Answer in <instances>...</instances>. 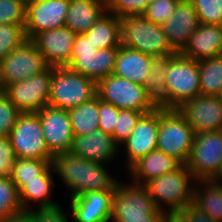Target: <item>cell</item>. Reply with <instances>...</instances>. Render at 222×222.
Segmentation results:
<instances>
[{
    "mask_svg": "<svg viewBox=\"0 0 222 222\" xmlns=\"http://www.w3.org/2000/svg\"><path fill=\"white\" fill-rule=\"evenodd\" d=\"M54 173L71 191L70 198L90 191H115L118 180L99 164L82 157L75 156L70 152L60 153L54 156Z\"/></svg>",
    "mask_w": 222,
    "mask_h": 222,
    "instance_id": "1",
    "label": "cell"
},
{
    "mask_svg": "<svg viewBox=\"0 0 222 222\" xmlns=\"http://www.w3.org/2000/svg\"><path fill=\"white\" fill-rule=\"evenodd\" d=\"M167 212L157 208L143 185L118 182L112 199V222H164Z\"/></svg>",
    "mask_w": 222,
    "mask_h": 222,
    "instance_id": "2",
    "label": "cell"
},
{
    "mask_svg": "<svg viewBox=\"0 0 222 222\" xmlns=\"http://www.w3.org/2000/svg\"><path fill=\"white\" fill-rule=\"evenodd\" d=\"M121 45L153 57L174 56L177 52L162 31L161 24L142 14L120 18Z\"/></svg>",
    "mask_w": 222,
    "mask_h": 222,
    "instance_id": "3",
    "label": "cell"
},
{
    "mask_svg": "<svg viewBox=\"0 0 222 222\" xmlns=\"http://www.w3.org/2000/svg\"><path fill=\"white\" fill-rule=\"evenodd\" d=\"M192 181L196 179L186 165H182L176 171L151 179L143 186L157 208L165 212H179L193 203L195 183Z\"/></svg>",
    "mask_w": 222,
    "mask_h": 222,
    "instance_id": "4",
    "label": "cell"
},
{
    "mask_svg": "<svg viewBox=\"0 0 222 222\" xmlns=\"http://www.w3.org/2000/svg\"><path fill=\"white\" fill-rule=\"evenodd\" d=\"M97 95V83L68 67H52L48 105L70 110Z\"/></svg>",
    "mask_w": 222,
    "mask_h": 222,
    "instance_id": "5",
    "label": "cell"
},
{
    "mask_svg": "<svg viewBox=\"0 0 222 222\" xmlns=\"http://www.w3.org/2000/svg\"><path fill=\"white\" fill-rule=\"evenodd\" d=\"M194 138L193 129L177 109H159L157 149L185 165Z\"/></svg>",
    "mask_w": 222,
    "mask_h": 222,
    "instance_id": "6",
    "label": "cell"
},
{
    "mask_svg": "<svg viewBox=\"0 0 222 222\" xmlns=\"http://www.w3.org/2000/svg\"><path fill=\"white\" fill-rule=\"evenodd\" d=\"M222 162V130L195 133L186 167L196 180H215Z\"/></svg>",
    "mask_w": 222,
    "mask_h": 222,
    "instance_id": "7",
    "label": "cell"
},
{
    "mask_svg": "<svg viewBox=\"0 0 222 222\" xmlns=\"http://www.w3.org/2000/svg\"><path fill=\"white\" fill-rule=\"evenodd\" d=\"M165 74L172 109L201 94L198 61L177 53L169 60Z\"/></svg>",
    "mask_w": 222,
    "mask_h": 222,
    "instance_id": "8",
    "label": "cell"
},
{
    "mask_svg": "<svg viewBox=\"0 0 222 222\" xmlns=\"http://www.w3.org/2000/svg\"><path fill=\"white\" fill-rule=\"evenodd\" d=\"M97 95L119 110L127 109L144 114L155 110L147 98L143 85L111 74L97 83Z\"/></svg>",
    "mask_w": 222,
    "mask_h": 222,
    "instance_id": "9",
    "label": "cell"
},
{
    "mask_svg": "<svg viewBox=\"0 0 222 222\" xmlns=\"http://www.w3.org/2000/svg\"><path fill=\"white\" fill-rule=\"evenodd\" d=\"M48 67L40 50L27 39L0 62V85L4 90L12 83L26 80Z\"/></svg>",
    "mask_w": 222,
    "mask_h": 222,
    "instance_id": "10",
    "label": "cell"
},
{
    "mask_svg": "<svg viewBox=\"0 0 222 222\" xmlns=\"http://www.w3.org/2000/svg\"><path fill=\"white\" fill-rule=\"evenodd\" d=\"M11 145L17 158L53 160L37 113H21L10 133Z\"/></svg>",
    "mask_w": 222,
    "mask_h": 222,
    "instance_id": "11",
    "label": "cell"
},
{
    "mask_svg": "<svg viewBox=\"0 0 222 222\" xmlns=\"http://www.w3.org/2000/svg\"><path fill=\"white\" fill-rule=\"evenodd\" d=\"M51 77L52 66H49L37 75L12 83L3 93L21 113H37L48 106Z\"/></svg>",
    "mask_w": 222,
    "mask_h": 222,
    "instance_id": "12",
    "label": "cell"
},
{
    "mask_svg": "<svg viewBox=\"0 0 222 222\" xmlns=\"http://www.w3.org/2000/svg\"><path fill=\"white\" fill-rule=\"evenodd\" d=\"M70 0H34L27 3L25 36L31 40L42 31L65 26Z\"/></svg>",
    "mask_w": 222,
    "mask_h": 222,
    "instance_id": "13",
    "label": "cell"
},
{
    "mask_svg": "<svg viewBox=\"0 0 222 222\" xmlns=\"http://www.w3.org/2000/svg\"><path fill=\"white\" fill-rule=\"evenodd\" d=\"M49 152L55 156L69 152L74 134L68 111L46 106L37 112Z\"/></svg>",
    "mask_w": 222,
    "mask_h": 222,
    "instance_id": "14",
    "label": "cell"
},
{
    "mask_svg": "<svg viewBox=\"0 0 222 222\" xmlns=\"http://www.w3.org/2000/svg\"><path fill=\"white\" fill-rule=\"evenodd\" d=\"M177 110L194 133L222 130V104L217 96L199 94L185 101Z\"/></svg>",
    "mask_w": 222,
    "mask_h": 222,
    "instance_id": "15",
    "label": "cell"
},
{
    "mask_svg": "<svg viewBox=\"0 0 222 222\" xmlns=\"http://www.w3.org/2000/svg\"><path fill=\"white\" fill-rule=\"evenodd\" d=\"M76 33L64 26L42 31L31 41L42 53L46 63L52 67L67 66L71 60Z\"/></svg>",
    "mask_w": 222,
    "mask_h": 222,
    "instance_id": "16",
    "label": "cell"
},
{
    "mask_svg": "<svg viewBox=\"0 0 222 222\" xmlns=\"http://www.w3.org/2000/svg\"><path fill=\"white\" fill-rule=\"evenodd\" d=\"M159 109L143 114L129 138L123 142L128 169L141 157L157 149Z\"/></svg>",
    "mask_w": 222,
    "mask_h": 222,
    "instance_id": "17",
    "label": "cell"
},
{
    "mask_svg": "<svg viewBox=\"0 0 222 222\" xmlns=\"http://www.w3.org/2000/svg\"><path fill=\"white\" fill-rule=\"evenodd\" d=\"M199 25L197 13L190 0H180L173 16L161 24L162 31L173 49L180 53Z\"/></svg>",
    "mask_w": 222,
    "mask_h": 222,
    "instance_id": "18",
    "label": "cell"
},
{
    "mask_svg": "<svg viewBox=\"0 0 222 222\" xmlns=\"http://www.w3.org/2000/svg\"><path fill=\"white\" fill-rule=\"evenodd\" d=\"M115 191H90L70 198L75 222H108L111 218Z\"/></svg>",
    "mask_w": 222,
    "mask_h": 222,
    "instance_id": "19",
    "label": "cell"
},
{
    "mask_svg": "<svg viewBox=\"0 0 222 222\" xmlns=\"http://www.w3.org/2000/svg\"><path fill=\"white\" fill-rule=\"evenodd\" d=\"M120 147L115 143L112 136L105 134L100 129L87 135L74 136L70 153L86 160L105 164L112 162L119 154Z\"/></svg>",
    "mask_w": 222,
    "mask_h": 222,
    "instance_id": "20",
    "label": "cell"
},
{
    "mask_svg": "<svg viewBox=\"0 0 222 222\" xmlns=\"http://www.w3.org/2000/svg\"><path fill=\"white\" fill-rule=\"evenodd\" d=\"M118 47L97 49L96 54L71 55L66 67L98 83L114 73Z\"/></svg>",
    "mask_w": 222,
    "mask_h": 222,
    "instance_id": "21",
    "label": "cell"
},
{
    "mask_svg": "<svg viewBox=\"0 0 222 222\" xmlns=\"http://www.w3.org/2000/svg\"><path fill=\"white\" fill-rule=\"evenodd\" d=\"M180 54L196 61L222 55V26L199 24Z\"/></svg>",
    "mask_w": 222,
    "mask_h": 222,
    "instance_id": "22",
    "label": "cell"
},
{
    "mask_svg": "<svg viewBox=\"0 0 222 222\" xmlns=\"http://www.w3.org/2000/svg\"><path fill=\"white\" fill-rule=\"evenodd\" d=\"M182 165L176 158L155 149L141 157L128 170L132 177L131 180H133L132 183L144 185L151 179L176 171Z\"/></svg>",
    "mask_w": 222,
    "mask_h": 222,
    "instance_id": "23",
    "label": "cell"
},
{
    "mask_svg": "<svg viewBox=\"0 0 222 222\" xmlns=\"http://www.w3.org/2000/svg\"><path fill=\"white\" fill-rule=\"evenodd\" d=\"M152 59L151 55L120 45L113 74L133 83L144 85L150 74Z\"/></svg>",
    "mask_w": 222,
    "mask_h": 222,
    "instance_id": "24",
    "label": "cell"
},
{
    "mask_svg": "<svg viewBox=\"0 0 222 222\" xmlns=\"http://www.w3.org/2000/svg\"><path fill=\"white\" fill-rule=\"evenodd\" d=\"M106 12V0H70L65 26L76 34H82Z\"/></svg>",
    "mask_w": 222,
    "mask_h": 222,
    "instance_id": "25",
    "label": "cell"
},
{
    "mask_svg": "<svg viewBox=\"0 0 222 222\" xmlns=\"http://www.w3.org/2000/svg\"><path fill=\"white\" fill-rule=\"evenodd\" d=\"M172 57H153L150 74L143 85L147 98L155 109H172V100L167 89L165 74Z\"/></svg>",
    "mask_w": 222,
    "mask_h": 222,
    "instance_id": "26",
    "label": "cell"
},
{
    "mask_svg": "<svg viewBox=\"0 0 222 222\" xmlns=\"http://www.w3.org/2000/svg\"><path fill=\"white\" fill-rule=\"evenodd\" d=\"M55 172L53 164L38 179L25 181V185L19 190V200L22 210H31L30 202L36 203L39 207H50L57 205L51 200L53 193V176Z\"/></svg>",
    "mask_w": 222,
    "mask_h": 222,
    "instance_id": "27",
    "label": "cell"
},
{
    "mask_svg": "<svg viewBox=\"0 0 222 222\" xmlns=\"http://www.w3.org/2000/svg\"><path fill=\"white\" fill-rule=\"evenodd\" d=\"M194 183L192 204L215 221L222 222V182L212 179Z\"/></svg>",
    "mask_w": 222,
    "mask_h": 222,
    "instance_id": "28",
    "label": "cell"
},
{
    "mask_svg": "<svg viewBox=\"0 0 222 222\" xmlns=\"http://www.w3.org/2000/svg\"><path fill=\"white\" fill-rule=\"evenodd\" d=\"M97 49L121 45L120 18L106 12L90 30L83 33Z\"/></svg>",
    "mask_w": 222,
    "mask_h": 222,
    "instance_id": "29",
    "label": "cell"
},
{
    "mask_svg": "<svg viewBox=\"0 0 222 222\" xmlns=\"http://www.w3.org/2000/svg\"><path fill=\"white\" fill-rule=\"evenodd\" d=\"M74 136L87 135L98 128L99 96L68 110Z\"/></svg>",
    "mask_w": 222,
    "mask_h": 222,
    "instance_id": "30",
    "label": "cell"
},
{
    "mask_svg": "<svg viewBox=\"0 0 222 222\" xmlns=\"http://www.w3.org/2000/svg\"><path fill=\"white\" fill-rule=\"evenodd\" d=\"M202 95L217 96L222 90V55L198 61Z\"/></svg>",
    "mask_w": 222,
    "mask_h": 222,
    "instance_id": "31",
    "label": "cell"
},
{
    "mask_svg": "<svg viewBox=\"0 0 222 222\" xmlns=\"http://www.w3.org/2000/svg\"><path fill=\"white\" fill-rule=\"evenodd\" d=\"M53 163V160H38L31 158H17L14 161L11 180L18 191L25 185V181L38 179Z\"/></svg>",
    "mask_w": 222,
    "mask_h": 222,
    "instance_id": "32",
    "label": "cell"
},
{
    "mask_svg": "<svg viewBox=\"0 0 222 222\" xmlns=\"http://www.w3.org/2000/svg\"><path fill=\"white\" fill-rule=\"evenodd\" d=\"M22 210L19 191L11 178L0 177V221Z\"/></svg>",
    "mask_w": 222,
    "mask_h": 222,
    "instance_id": "33",
    "label": "cell"
},
{
    "mask_svg": "<svg viewBox=\"0 0 222 222\" xmlns=\"http://www.w3.org/2000/svg\"><path fill=\"white\" fill-rule=\"evenodd\" d=\"M25 40V29L22 26L0 24V62Z\"/></svg>",
    "mask_w": 222,
    "mask_h": 222,
    "instance_id": "34",
    "label": "cell"
},
{
    "mask_svg": "<svg viewBox=\"0 0 222 222\" xmlns=\"http://www.w3.org/2000/svg\"><path fill=\"white\" fill-rule=\"evenodd\" d=\"M143 114L144 113L142 112L134 110H119L118 120L112 135V138L119 147L129 138L132 131L135 129L138 120Z\"/></svg>",
    "mask_w": 222,
    "mask_h": 222,
    "instance_id": "35",
    "label": "cell"
},
{
    "mask_svg": "<svg viewBox=\"0 0 222 222\" xmlns=\"http://www.w3.org/2000/svg\"><path fill=\"white\" fill-rule=\"evenodd\" d=\"M197 13L199 24L222 26V0H190Z\"/></svg>",
    "mask_w": 222,
    "mask_h": 222,
    "instance_id": "36",
    "label": "cell"
},
{
    "mask_svg": "<svg viewBox=\"0 0 222 222\" xmlns=\"http://www.w3.org/2000/svg\"><path fill=\"white\" fill-rule=\"evenodd\" d=\"M27 4L23 0H0V24L20 25L26 23Z\"/></svg>",
    "mask_w": 222,
    "mask_h": 222,
    "instance_id": "37",
    "label": "cell"
},
{
    "mask_svg": "<svg viewBox=\"0 0 222 222\" xmlns=\"http://www.w3.org/2000/svg\"><path fill=\"white\" fill-rule=\"evenodd\" d=\"M180 0H154L148 3L142 15L156 24L169 20L176 11Z\"/></svg>",
    "mask_w": 222,
    "mask_h": 222,
    "instance_id": "38",
    "label": "cell"
},
{
    "mask_svg": "<svg viewBox=\"0 0 222 222\" xmlns=\"http://www.w3.org/2000/svg\"><path fill=\"white\" fill-rule=\"evenodd\" d=\"M21 112L2 93L0 95V137H9Z\"/></svg>",
    "mask_w": 222,
    "mask_h": 222,
    "instance_id": "39",
    "label": "cell"
},
{
    "mask_svg": "<svg viewBox=\"0 0 222 222\" xmlns=\"http://www.w3.org/2000/svg\"><path fill=\"white\" fill-rule=\"evenodd\" d=\"M147 5V0H106L107 12L119 18L142 14Z\"/></svg>",
    "mask_w": 222,
    "mask_h": 222,
    "instance_id": "40",
    "label": "cell"
},
{
    "mask_svg": "<svg viewBox=\"0 0 222 222\" xmlns=\"http://www.w3.org/2000/svg\"><path fill=\"white\" fill-rule=\"evenodd\" d=\"M99 113L100 119L98 128L105 134L112 136L118 120L119 109L111 103L103 101L99 98Z\"/></svg>",
    "mask_w": 222,
    "mask_h": 222,
    "instance_id": "41",
    "label": "cell"
},
{
    "mask_svg": "<svg viewBox=\"0 0 222 222\" xmlns=\"http://www.w3.org/2000/svg\"><path fill=\"white\" fill-rule=\"evenodd\" d=\"M17 159L9 137H0V177L10 178Z\"/></svg>",
    "mask_w": 222,
    "mask_h": 222,
    "instance_id": "42",
    "label": "cell"
},
{
    "mask_svg": "<svg viewBox=\"0 0 222 222\" xmlns=\"http://www.w3.org/2000/svg\"><path fill=\"white\" fill-rule=\"evenodd\" d=\"M62 206L59 204L50 207H37L33 213L35 215L36 222H69L64 214Z\"/></svg>",
    "mask_w": 222,
    "mask_h": 222,
    "instance_id": "43",
    "label": "cell"
},
{
    "mask_svg": "<svg viewBox=\"0 0 222 222\" xmlns=\"http://www.w3.org/2000/svg\"><path fill=\"white\" fill-rule=\"evenodd\" d=\"M179 213L187 222H218L193 204L187 205L184 209L180 210Z\"/></svg>",
    "mask_w": 222,
    "mask_h": 222,
    "instance_id": "44",
    "label": "cell"
},
{
    "mask_svg": "<svg viewBox=\"0 0 222 222\" xmlns=\"http://www.w3.org/2000/svg\"><path fill=\"white\" fill-rule=\"evenodd\" d=\"M97 48L83 33L76 34L71 55L96 54Z\"/></svg>",
    "mask_w": 222,
    "mask_h": 222,
    "instance_id": "45",
    "label": "cell"
},
{
    "mask_svg": "<svg viewBox=\"0 0 222 222\" xmlns=\"http://www.w3.org/2000/svg\"><path fill=\"white\" fill-rule=\"evenodd\" d=\"M0 222H36L35 215L31 210H21Z\"/></svg>",
    "mask_w": 222,
    "mask_h": 222,
    "instance_id": "46",
    "label": "cell"
},
{
    "mask_svg": "<svg viewBox=\"0 0 222 222\" xmlns=\"http://www.w3.org/2000/svg\"><path fill=\"white\" fill-rule=\"evenodd\" d=\"M164 222H187L179 212H167Z\"/></svg>",
    "mask_w": 222,
    "mask_h": 222,
    "instance_id": "47",
    "label": "cell"
},
{
    "mask_svg": "<svg viewBox=\"0 0 222 222\" xmlns=\"http://www.w3.org/2000/svg\"><path fill=\"white\" fill-rule=\"evenodd\" d=\"M215 180L222 182V162H221L220 170H219V172H218V177H217Z\"/></svg>",
    "mask_w": 222,
    "mask_h": 222,
    "instance_id": "48",
    "label": "cell"
},
{
    "mask_svg": "<svg viewBox=\"0 0 222 222\" xmlns=\"http://www.w3.org/2000/svg\"><path fill=\"white\" fill-rule=\"evenodd\" d=\"M218 100L221 102L222 104V90L220 91V93L217 95Z\"/></svg>",
    "mask_w": 222,
    "mask_h": 222,
    "instance_id": "49",
    "label": "cell"
},
{
    "mask_svg": "<svg viewBox=\"0 0 222 222\" xmlns=\"http://www.w3.org/2000/svg\"><path fill=\"white\" fill-rule=\"evenodd\" d=\"M26 4L28 3V2H31V1H34V0H23Z\"/></svg>",
    "mask_w": 222,
    "mask_h": 222,
    "instance_id": "50",
    "label": "cell"
},
{
    "mask_svg": "<svg viewBox=\"0 0 222 222\" xmlns=\"http://www.w3.org/2000/svg\"><path fill=\"white\" fill-rule=\"evenodd\" d=\"M3 93V89H2V87H1V85H0V95Z\"/></svg>",
    "mask_w": 222,
    "mask_h": 222,
    "instance_id": "51",
    "label": "cell"
}]
</instances>
